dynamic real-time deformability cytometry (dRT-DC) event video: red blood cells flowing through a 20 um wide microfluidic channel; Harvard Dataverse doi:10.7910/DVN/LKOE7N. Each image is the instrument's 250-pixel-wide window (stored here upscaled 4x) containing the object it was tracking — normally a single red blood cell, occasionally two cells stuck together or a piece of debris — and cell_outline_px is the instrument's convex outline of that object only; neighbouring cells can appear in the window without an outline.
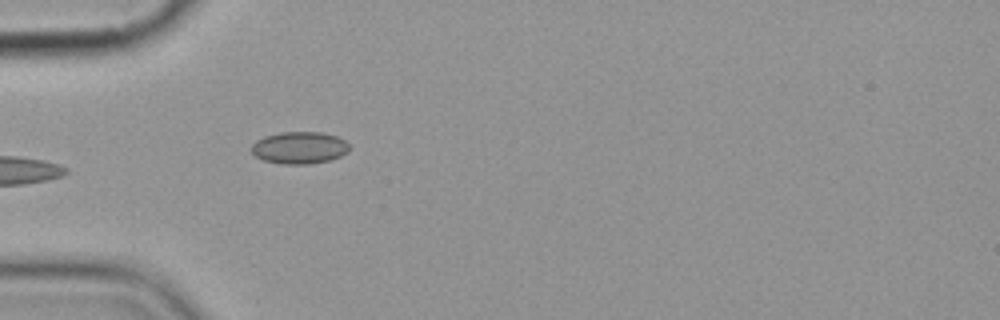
{"species": "common noctule bat (a hibernating species)", "species_latin": "Nyctalus noctula", "temperature_condition": "cold", "stored_images_in_passage": 6, "camera_frame_rate_fps": 3000, "um_per_image_px": 0.085, "animal": {"sex": "female", "body_mass_g": 19.9}, "frame": {"image": 1, "passage_image": 6, "time_ms": 5.667, "image_size_px": [1000, 320], "cell_outline_px": [[352, 148], [348, 152], [340, 156], [328, 160], [308, 164], [280, 164], [264, 160], [256, 156], [248, 148], [256, 140], [264, 136], [280, 132], [324, 132], [336, 136], [344, 140]], "centroid_in_image_um": [25.44, 12.55], "position_along_channel_um": 59.6, "area_um2": 18.5}}